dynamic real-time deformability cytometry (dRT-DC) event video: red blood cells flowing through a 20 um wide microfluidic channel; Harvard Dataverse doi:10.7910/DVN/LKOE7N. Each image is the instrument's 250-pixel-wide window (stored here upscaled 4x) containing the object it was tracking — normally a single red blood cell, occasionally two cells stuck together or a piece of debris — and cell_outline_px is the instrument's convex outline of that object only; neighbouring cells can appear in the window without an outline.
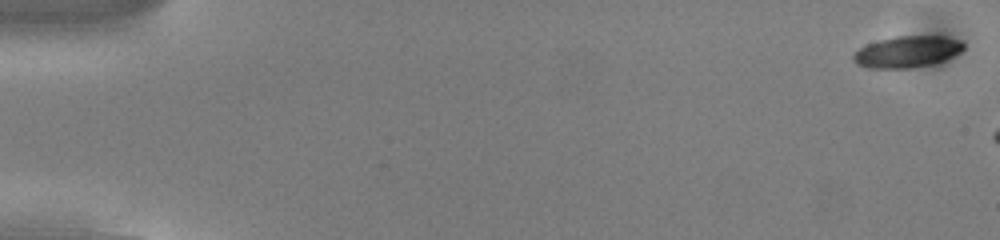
{"species": "common noctule bat (a hibernating species)", "species_latin": "Nyctalus noctula", "temperature_condition": "cold", "stored_images_in_passage": 7, "camera_frame_rate_fps": 3000, "um_per_image_px": 0.085, "animal": {"sex": "male", "body_mass_g": 13.0, "forearm_length_mm": 53.1}, "frame": {"image": 1, "passage_image": 1, "time_ms": 0.0, "image_size_px": [1000, 240], "cell_outline_px": [[964, 48], [960, 52], [944, 60], [932, 64], [912, 68], [868, 68], [856, 64], [852, 60], [852, 56], [860, 48], [868, 44], [880, 40], [896, 36], [944, 36], [960, 40], [964, 44]], "centroid_in_image_um": [77.11, 4.4], "position_along_channel_um": 7.9, "area_um2": 20.17}}